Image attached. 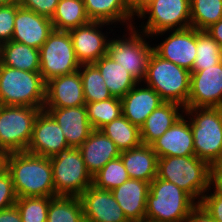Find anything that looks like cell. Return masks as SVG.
I'll list each match as a JSON object with an SVG mask.
<instances>
[{
    "label": "cell",
    "instance_id": "17",
    "mask_svg": "<svg viewBox=\"0 0 222 222\" xmlns=\"http://www.w3.org/2000/svg\"><path fill=\"white\" fill-rule=\"evenodd\" d=\"M83 84L79 70L46 82L44 109L85 106Z\"/></svg>",
    "mask_w": 222,
    "mask_h": 222
},
{
    "label": "cell",
    "instance_id": "8",
    "mask_svg": "<svg viewBox=\"0 0 222 222\" xmlns=\"http://www.w3.org/2000/svg\"><path fill=\"white\" fill-rule=\"evenodd\" d=\"M56 196L79 197L92 185L79 147H68L50 157Z\"/></svg>",
    "mask_w": 222,
    "mask_h": 222
},
{
    "label": "cell",
    "instance_id": "21",
    "mask_svg": "<svg viewBox=\"0 0 222 222\" xmlns=\"http://www.w3.org/2000/svg\"><path fill=\"white\" fill-rule=\"evenodd\" d=\"M44 110L59 124L70 147H80L94 130L85 106Z\"/></svg>",
    "mask_w": 222,
    "mask_h": 222
},
{
    "label": "cell",
    "instance_id": "15",
    "mask_svg": "<svg viewBox=\"0 0 222 222\" xmlns=\"http://www.w3.org/2000/svg\"><path fill=\"white\" fill-rule=\"evenodd\" d=\"M84 222H130L110 190L89 186L80 196Z\"/></svg>",
    "mask_w": 222,
    "mask_h": 222
},
{
    "label": "cell",
    "instance_id": "35",
    "mask_svg": "<svg viewBox=\"0 0 222 222\" xmlns=\"http://www.w3.org/2000/svg\"><path fill=\"white\" fill-rule=\"evenodd\" d=\"M88 120L94 130H100L107 123L122 115L121 99L112 97L110 99L85 104Z\"/></svg>",
    "mask_w": 222,
    "mask_h": 222
},
{
    "label": "cell",
    "instance_id": "34",
    "mask_svg": "<svg viewBox=\"0 0 222 222\" xmlns=\"http://www.w3.org/2000/svg\"><path fill=\"white\" fill-rule=\"evenodd\" d=\"M191 27L206 30L222 19V0H190Z\"/></svg>",
    "mask_w": 222,
    "mask_h": 222
},
{
    "label": "cell",
    "instance_id": "50",
    "mask_svg": "<svg viewBox=\"0 0 222 222\" xmlns=\"http://www.w3.org/2000/svg\"><path fill=\"white\" fill-rule=\"evenodd\" d=\"M134 222H149V221L144 220V221H134Z\"/></svg>",
    "mask_w": 222,
    "mask_h": 222
},
{
    "label": "cell",
    "instance_id": "33",
    "mask_svg": "<svg viewBox=\"0 0 222 222\" xmlns=\"http://www.w3.org/2000/svg\"><path fill=\"white\" fill-rule=\"evenodd\" d=\"M86 103L99 102L112 98L105 80L94 64H81L79 68Z\"/></svg>",
    "mask_w": 222,
    "mask_h": 222
},
{
    "label": "cell",
    "instance_id": "46",
    "mask_svg": "<svg viewBox=\"0 0 222 222\" xmlns=\"http://www.w3.org/2000/svg\"><path fill=\"white\" fill-rule=\"evenodd\" d=\"M206 31L222 48V19L212 24Z\"/></svg>",
    "mask_w": 222,
    "mask_h": 222
},
{
    "label": "cell",
    "instance_id": "47",
    "mask_svg": "<svg viewBox=\"0 0 222 222\" xmlns=\"http://www.w3.org/2000/svg\"><path fill=\"white\" fill-rule=\"evenodd\" d=\"M6 170V157H0V174Z\"/></svg>",
    "mask_w": 222,
    "mask_h": 222
},
{
    "label": "cell",
    "instance_id": "7",
    "mask_svg": "<svg viewBox=\"0 0 222 222\" xmlns=\"http://www.w3.org/2000/svg\"><path fill=\"white\" fill-rule=\"evenodd\" d=\"M125 30L126 34L124 31L122 36L121 34L115 36L113 33L115 38L110 37L108 39L107 56L119 63L138 82L142 83L150 56L154 51L152 46L154 44H150L149 40L152 39L150 36L137 30L134 26Z\"/></svg>",
    "mask_w": 222,
    "mask_h": 222
},
{
    "label": "cell",
    "instance_id": "41",
    "mask_svg": "<svg viewBox=\"0 0 222 222\" xmlns=\"http://www.w3.org/2000/svg\"><path fill=\"white\" fill-rule=\"evenodd\" d=\"M199 204L204 207L215 222H222V197L212 193L209 188Z\"/></svg>",
    "mask_w": 222,
    "mask_h": 222
},
{
    "label": "cell",
    "instance_id": "24",
    "mask_svg": "<svg viewBox=\"0 0 222 222\" xmlns=\"http://www.w3.org/2000/svg\"><path fill=\"white\" fill-rule=\"evenodd\" d=\"M85 11L91 21H100L125 28L133 27L137 22L130 11L126 0H83ZM117 23V24H116ZM116 24V25H115ZM134 24V25H133Z\"/></svg>",
    "mask_w": 222,
    "mask_h": 222
},
{
    "label": "cell",
    "instance_id": "37",
    "mask_svg": "<svg viewBox=\"0 0 222 222\" xmlns=\"http://www.w3.org/2000/svg\"><path fill=\"white\" fill-rule=\"evenodd\" d=\"M52 197H20L15 205L22 222H46Z\"/></svg>",
    "mask_w": 222,
    "mask_h": 222
},
{
    "label": "cell",
    "instance_id": "48",
    "mask_svg": "<svg viewBox=\"0 0 222 222\" xmlns=\"http://www.w3.org/2000/svg\"><path fill=\"white\" fill-rule=\"evenodd\" d=\"M18 2V0H0V6L9 5Z\"/></svg>",
    "mask_w": 222,
    "mask_h": 222
},
{
    "label": "cell",
    "instance_id": "42",
    "mask_svg": "<svg viewBox=\"0 0 222 222\" xmlns=\"http://www.w3.org/2000/svg\"><path fill=\"white\" fill-rule=\"evenodd\" d=\"M210 189L216 195L222 197V161L211 166Z\"/></svg>",
    "mask_w": 222,
    "mask_h": 222
},
{
    "label": "cell",
    "instance_id": "18",
    "mask_svg": "<svg viewBox=\"0 0 222 222\" xmlns=\"http://www.w3.org/2000/svg\"><path fill=\"white\" fill-rule=\"evenodd\" d=\"M53 30L50 18L20 6L16 11L12 41L40 49Z\"/></svg>",
    "mask_w": 222,
    "mask_h": 222
},
{
    "label": "cell",
    "instance_id": "3",
    "mask_svg": "<svg viewBox=\"0 0 222 222\" xmlns=\"http://www.w3.org/2000/svg\"><path fill=\"white\" fill-rule=\"evenodd\" d=\"M211 166L191 156H166L158 158L157 177L174 183L187 192L197 203L210 188Z\"/></svg>",
    "mask_w": 222,
    "mask_h": 222
},
{
    "label": "cell",
    "instance_id": "20",
    "mask_svg": "<svg viewBox=\"0 0 222 222\" xmlns=\"http://www.w3.org/2000/svg\"><path fill=\"white\" fill-rule=\"evenodd\" d=\"M164 102L152 88L138 82L121 98L122 115L140 128L146 118Z\"/></svg>",
    "mask_w": 222,
    "mask_h": 222
},
{
    "label": "cell",
    "instance_id": "31",
    "mask_svg": "<svg viewBox=\"0 0 222 222\" xmlns=\"http://www.w3.org/2000/svg\"><path fill=\"white\" fill-rule=\"evenodd\" d=\"M46 222H84L82 203L79 197H52Z\"/></svg>",
    "mask_w": 222,
    "mask_h": 222
},
{
    "label": "cell",
    "instance_id": "27",
    "mask_svg": "<svg viewBox=\"0 0 222 222\" xmlns=\"http://www.w3.org/2000/svg\"><path fill=\"white\" fill-rule=\"evenodd\" d=\"M0 63L28 72H39L40 50L11 40L0 45Z\"/></svg>",
    "mask_w": 222,
    "mask_h": 222
},
{
    "label": "cell",
    "instance_id": "5",
    "mask_svg": "<svg viewBox=\"0 0 222 222\" xmlns=\"http://www.w3.org/2000/svg\"><path fill=\"white\" fill-rule=\"evenodd\" d=\"M46 82L39 72L0 63V105L44 109Z\"/></svg>",
    "mask_w": 222,
    "mask_h": 222
},
{
    "label": "cell",
    "instance_id": "22",
    "mask_svg": "<svg viewBox=\"0 0 222 222\" xmlns=\"http://www.w3.org/2000/svg\"><path fill=\"white\" fill-rule=\"evenodd\" d=\"M149 186V182L130 178L111 190L115 200L130 222L145 220Z\"/></svg>",
    "mask_w": 222,
    "mask_h": 222
},
{
    "label": "cell",
    "instance_id": "14",
    "mask_svg": "<svg viewBox=\"0 0 222 222\" xmlns=\"http://www.w3.org/2000/svg\"><path fill=\"white\" fill-rule=\"evenodd\" d=\"M222 108V61L190 74V93L184 108Z\"/></svg>",
    "mask_w": 222,
    "mask_h": 222
},
{
    "label": "cell",
    "instance_id": "19",
    "mask_svg": "<svg viewBox=\"0 0 222 222\" xmlns=\"http://www.w3.org/2000/svg\"><path fill=\"white\" fill-rule=\"evenodd\" d=\"M186 118V119H185ZM158 158L195 155L190 119L185 113L158 139L150 144Z\"/></svg>",
    "mask_w": 222,
    "mask_h": 222
},
{
    "label": "cell",
    "instance_id": "39",
    "mask_svg": "<svg viewBox=\"0 0 222 222\" xmlns=\"http://www.w3.org/2000/svg\"><path fill=\"white\" fill-rule=\"evenodd\" d=\"M17 195L10 173L5 170L0 174V210L14 206Z\"/></svg>",
    "mask_w": 222,
    "mask_h": 222
},
{
    "label": "cell",
    "instance_id": "12",
    "mask_svg": "<svg viewBox=\"0 0 222 222\" xmlns=\"http://www.w3.org/2000/svg\"><path fill=\"white\" fill-rule=\"evenodd\" d=\"M106 22L90 21L88 24L70 29L72 44L76 59L80 64H94L101 57L107 55L108 37L115 31ZM108 27L111 32H103ZM109 33V34H108Z\"/></svg>",
    "mask_w": 222,
    "mask_h": 222
},
{
    "label": "cell",
    "instance_id": "13",
    "mask_svg": "<svg viewBox=\"0 0 222 222\" xmlns=\"http://www.w3.org/2000/svg\"><path fill=\"white\" fill-rule=\"evenodd\" d=\"M168 37H167V34ZM165 38L156 46L153 45L154 51L162 58L173 62L177 66L183 67L189 71L192 70L196 58V29L193 27L168 30L156 33L151 36Z\"/></svg>",
    "mask_w": 222,
    "mask_h": 222
},
{
    "label": "cell",
    "instance_id": "1",
    "mask_svg": "<svg viewBox=\"0 0 222 222\" xmlns=\"http://www.w3.org/2000/svg\"><path fill=\"white\" fill-rule=\"evenodd\" d=\"M6 170L18 198L55 197L50 158L27 151L10 152L6 154Z\"/></svg>",
    "mask_w": 222,
    "mask_h": 222
},
{
    "label": "cell",
    "instance_id": "44",
    "mask_svg": "<svg viewBox=\"0 0 222 222\" xmlns=\"http://www.w3.org/2000/svg\"><path fill=\"white\" fill-rule=\"evenodd\" d=\"M0 222H22L17 206L0 210Z\"/></svg>",
    "mask_w": 222,
    "mask_h": 222
},
{
    "label": "cell",
    "instance_id": "40",
    "mask_svg": "<svg viewBox=\"0 0 222 222\" xmlns=\"http://www.w3.org/2000/svg\"><path fill=\"white\" fill-rule=\"evenodd\" d=\"M60 0H18L21 7L32 10L37 14L52 18Z\"/></svg>",
    "mask_w": 222,
    "mask_h": 222
},
{
    "label": "cell",
    "instance_id": "4",
    "mask_svg": "<svg viewBox=\"0 0 222 222\" xmlns=\"http://www.w3.org/2000/svg\"><path fill=\"white\" fill-rule=\"evenodd\" d=\"M193 133L195 156L210 166L222 161V108H185Z\"/></svg>",
    "mask_w": 222,
    "mask_h": 222
},
{
    "label": "cell",
    "instance_id": "38",
    "mask_svg": "<svg viewBox=\"0 0 222 222\" xmlns=\"http://www.w3.org/2000/svg\"><path fill=\"white\" fill-rule=\"evenodd\" d=\"M19 3L0 6V45L12 40L14 21Z\"/></svg>",
    "mask_w": 222,
    "mask_h": 222
},
{
    "label": "cell",
    "instance_id": "2",
    "mask_svg": "<svg viewBox=\"0 0 222 222\" xmlns=\"http://www.w3.org/2000/svg\"><path fill=\"white\" fill-rule=\"evenodd\" d=\"M198 203L172 182L156 177L149 186L145 220L149 222H187Z\"/></svg>",
    "mask_w": 222,
    "mask_h": 222
},
{
    "label": "cell",
    "instance_id": "30",
    "mask_svg": "<svg viewBox=\"0 0 222 222\" xmlns=\"http://www.w3.org/2000/svg\"><path fill=\"white\" fill-rule=\"evenodd\" d=\"M100 130L115 143L121 152L139 147L142 144L140 128L123 115L107 123Z\"/></svg>",
    "mask_w": 222,
    "mask_h": 222
},
{
    "label": "cell",
    "instance_id": "16",
    "mask_svg": "<svg viewBox=\"0 0 222 222\" xmlns=\"http://www.w3.org/2000/svg\"><path fill=\"white\" fill-rule=\"evenodd\" d=\"M68 147L59 124L47 111L41 110L36 117L27 152L50 158Z\"/></svg>",
    "mask_w": 222,
    "mask_h": 222
},
{
    "label": "cell",
    "instance_id": "32",
    "mask_svg": "<svg viewBox=\"0 0 222 222\" xmlns=\"http://www.w3.org/2000/svg\"><path fill=\"white\" fill-rule=\"evenodd\" d=\"M196 58L190 72H198L222 61V48L206 30L196 29Z\"/></svg>",
    "mask_w": 222,
    "mask_h": 222
},
{
    "label": "cell",
    "instance_id": "36",
    "mask_svg": "<svg viewBox=\"0 0 222 222\" xmlns=\"http://www.w3.org/2000/svg\"><path fill=\"white\" fill-rule=\"evenodd\" d=\"M130 177L120 157L109 161L101 170L92 176V185L99 189L113 190Z\"/></svg>",
    "mask_w": 222,
    "mask_h": 222
},
{
    "label": "cell",
    "instance_id": "43",
    "mask_svg": "<svg viewBox=\"0 0 222 222\" xmlns=\"http://www.w3.org/2000/svg\"><path fill=\"white\" fill-rule=\"evenodd\" d=\"M187 222H215L199 203L192 209Z\"/></svg>",
    "mask_w": 222,
    "mask_h": 222
},
{
    "label": "cell",
    "instance_id": "9",
    "mask_svg": "<svg viewBox=\"0 0 222 222\" xmlns=\"http://www.w3.org/2000/svg\"><path fill=\"white\" fill-rule=\"evenodd\" d=\"M41 110L0 105V147L6 154L27 151L36 117Z\"/></svg>",
    "mask_w": 222,
    "mask_h": 222
},
{
    "label": "cell",
    "instance_id": "23",
    "mask_svg": "<svg viewBox=\"0 0 222 222\" xmlns=\"http://www.w3.org/2000/svg\"><path fill=\"white\" fill-rule=\"evenodd\" d=\"M79 149L86 169L92 176L121 154L115 143L101 130H93Z\"/></svg>",
    "mask_w": 222,
    "mask_h": 222
},
{
    "label": "cell",
    "instance_id": "25",
    "mask_svg": "<svg viewBox=\"0 0 222 222\" xmlns=\"http://www.w3.org/2000/svg\"><path fill=\"white\" fill-rule=\"evenodd\" d=\"M185 112V108L175 102H164L156 108L140 127V138L144 145H150L161 137Z\"/></svg>",
    "mask_w": 222,
    "mask_h": 222
},
{
    "label": "cell",
    "instance_id": "45",
    "mask_svg": "<svg viewBox=\"0 0 222 222\" xmlns=\"http://www.w3.org/2000/svg\"><path fill=\"white\" fill-rule=\"evenodd\" d=\"M154 0H131L129 5V11L133 17L138 16L148 5Z\"/></svg>",
    "mask_w": 222,
    "mask_h": 222
},
{
    "label": "cell",
    "instance_id": "29",
    "mask_svg": "<svg viewBox=\"0 0 222 222\" xmlns=\"http://www.w3.org/2000/svg\"><path fill=\"white\" fill-rule=\"evenodd\" d=\"M55 30L69 31L88 24L83 0H60L51 18Z\"/></svg>",
    "mask_w": 222,
    "mask_h": 222
},
{
    "label": "cell",
    "instance_id": "6",
    "mask_svg": "<svg viewBox=\"0 0 222 222\" xmlns=\"http://www.w3.org/2000/svg\"><path fill=\"white\" fill-rule=\"evenodd\" d=\"M190 74L189 70L153 51L142 84L152 88L165 102H175L185 107L190 93Z\"/></svg>",
    "mask_w": 222,
    "mask_h": 222
},
{
    "label": "cell",
    "instance_id": "11",
    "mask_svg": "<svg viewBox=\"0 0 222 222\" xmlns=\"http://www.w3.org/2000/svg\"><path fill=\"white\" fill-rule=\"evenodd\" d=\"M39 50V73L45 82L53 77L74 73L80 68L68 31L54 29Z\"/></svg>",
    "mask_w": 222,
    "mask_h": 222
},
{
    "label": "cell",
    "instance_id": "49",
    "mask_svg": "<svg viewBox=\"0 0 222 222\" xmlns=\"http://www.w3.org/2000/svg\"><path fill=\"white\" fill-rule=\"evenodd\" d=\"M0 157H6V153L0 147Z\"/></svg>",
    "mask_w": 222,
    "mask_h": 222
},
{
    "label": "cell",
    "instance_id": "28",
    "mask_svg": "<svg viewBox=\"0 0 222 222\" xmlns=\"http://www.w3.org/2000/svg\"><path fill=\"white\" fill-rule=\"evenodd\" d=\"M94 65L100 71L112 97L121 99L138 83L126 69L107 55L101 57Z\"/></svg>",
    "mask_w": 222,
    "mask_h": 222
},
{
    "label": "cell",
    "instance_id": "10",
    "mask_svg": "<svg viewBox=\"0 0 222 222\" xmlns=\"http://www.w3.org/2000/svg\"><path fill=\"white\" fill-rule=\"evenodd\" d=\"M135 18L147 19L138 26L141 29L137 25L134 27L150 37L162 31L189 28L190 0H154Z\"/></svg>",
    "mask_w": 222,
    "mask_h": 222
},
{
    "label": "cell",
    "instance_id": "26",
    "mask_svg": "<svg viewBox=\"0 0 222 222\" xmlns=\"http://www.w3.org/2000/svg\"><path fill=\"white\" fill-rule=\"evenodd\" d=\"M120 158L131 179L151 183L157 177L158 157L150 145L122 151Z\"/></svg>",
    "mask_w": 222,
    "mask_h": 222
}]
</instances>
